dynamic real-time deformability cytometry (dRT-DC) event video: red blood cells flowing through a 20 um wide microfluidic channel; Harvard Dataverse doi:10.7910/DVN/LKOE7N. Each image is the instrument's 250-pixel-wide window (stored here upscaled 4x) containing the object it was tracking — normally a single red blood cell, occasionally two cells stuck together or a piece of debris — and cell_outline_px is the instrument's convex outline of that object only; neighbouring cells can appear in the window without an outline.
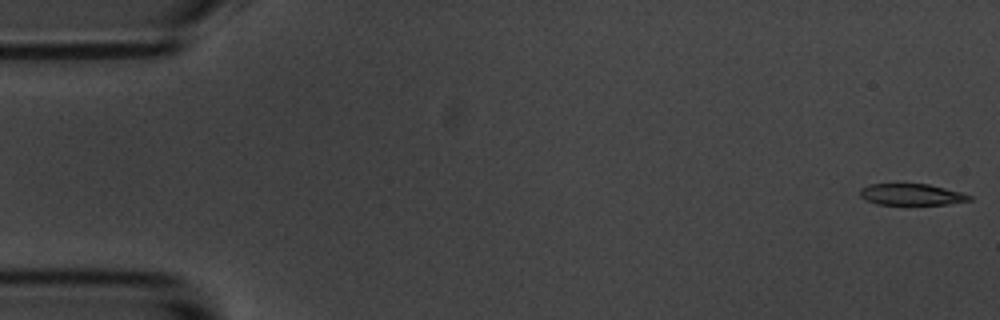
{"species": "common noctule bat (a hibernating species)", "species_latin": "Nyctalus noctula", "temperature_condition": "room temperature", "stored_images_in_passage": 15, "camera_frame_rate_fps": 3000, "um_per_image_px": 0.085, "animal": {"sex": "male", "body_mass_g": 20.1, "forearm_length_mm": 53.5}, "frame": {"image": 1, "passage_image": 1, "time_ms": 0.0, "image_size_px": [1000, 320], "cell_outline_px": [[972, 200], [948, 204], [876, 204], [860, 196], [860, 188], [868, 184], [928, 184], [960, 192], [972, 196]], "centroid_in_image_um": [77.47, 16.53], "position_along_channel_um": 7.5, "area_um2": 13.47}}
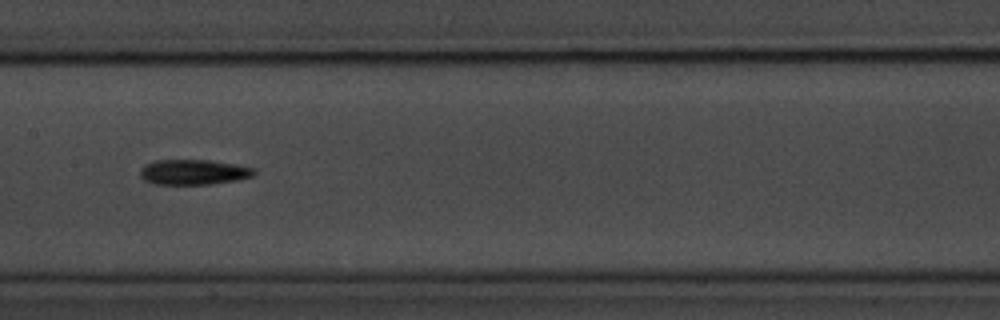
{"frame": {"image": 2, "passage_image": 8, "time_ms": 9.0, "image_size_px": [1000, 320], "cell_outline_px": [[256, 172], [252, 176], [240, 180], [212, 184], [152, 184], [144, 180], [140, 176], [140, 168], [144, 164], [156, 160], [208, 160], [236, 164], [256, 168]], "centroid_in_image_um": [16.46, 14.63], "position_along_channel_um": 190.9, "area_um2": 16.99}}
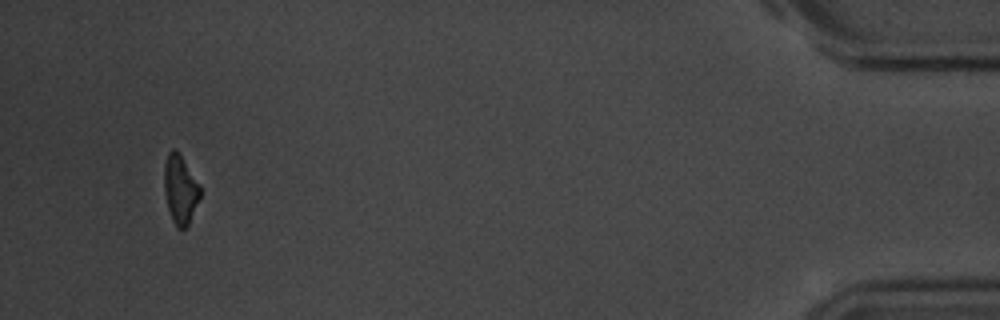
{"frame": {"image": 3, "passage_image": 15, "time_ms": 17.667, "image_size_px": [1000, 320], "cell_outline_px": [[200, 196], [188, 224], [184, 228], [176, 228], [172, 220], [168, 208], [164, 192], [164, 164], [168, 152], [172, 148], [180, 156], [200, 184]], "centroid_in_image_um": [15.3, 16.11], "position_along_channel_um": 419.9, "area_um2": 14.1}, "authors_computed_cell_mechanics": {"area_um2": 15.317, "velocity_mm_per_s": 3.5329, "shape_relaxation_time_tau1_ms": 5.101, "shape_relaxation_time_tau2_ms": null, "deformation_change_tau1": 0.1811, "deformation_change_tau2": null}}